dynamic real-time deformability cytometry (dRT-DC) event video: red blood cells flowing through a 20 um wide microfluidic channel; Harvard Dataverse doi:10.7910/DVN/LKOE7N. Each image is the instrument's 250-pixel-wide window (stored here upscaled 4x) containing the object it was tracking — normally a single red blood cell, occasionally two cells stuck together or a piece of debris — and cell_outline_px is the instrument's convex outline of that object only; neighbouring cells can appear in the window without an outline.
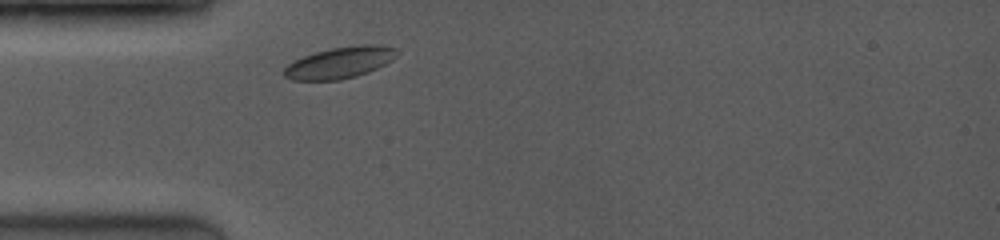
{"species": "common noctule bat (a hibernating species)", "species_latin": "Nyctalus noctula", "temperature_condition": "room temperature", "stored_images_in_passage": 42, "camera_frame_rate_fps": 3500, "um_per_image_px": 0.085, "animal": {"sex": "female", "body_mass_g": 19.0, "forearm_length_mm": 53.3}, "frame": {"image": 1, "passage_image": 2, "time_ms": 0.571, "image_size_px": [1000, 240], "cell_outline_px": [[400, 52], [392, 60], [368, 72], [356, 76], [340, 80], [292, 80], [284, 76], [284, 68], [288, 64], [304, 56], [316, 52], [332, 48], [360, 44], [380, 44], [396, 48]], "centroid_in_image_um": [28.92, 5.31], "position_along_channel_um": 56.1, "area_um2": 20.63}}
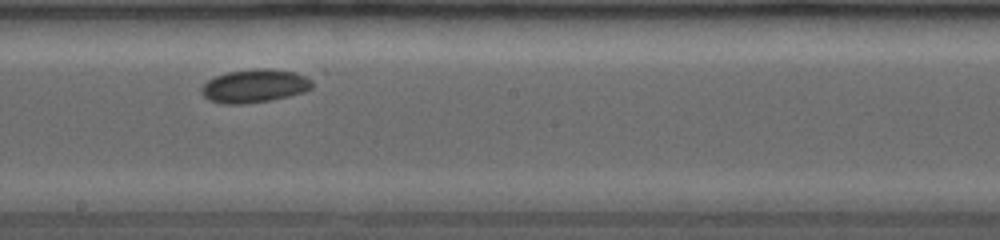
{"frame": {"image": 2, "passage_image": 22, "time_ms": 5.143, "image_size_px": [1000, 240], "cell_outline_px": [[312, 88], [304, 92], [272, 100], [244, 104], [224, 104], [208, 100], [200, 92], [200, 88], [208, 80], [216, 76], [228, 72], [252, 68], [272, 68], [296, 72], [312, 80]], "centroid_in_image_um": [21.63, 7.3], "position_along_channel_um": 226.6, "area_um2": 21.73}}
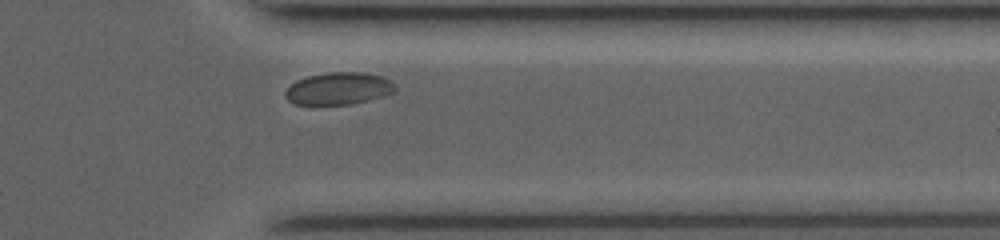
{"frame": {"image": 3, "passage_image": 36, "time_ms": 9.143, "image_size_px": [1000, 240], "cell_outline_px": [[396, 88], [392, 92], [384, 96], [352, 104], [296, 104], [288, 100], [284, 96], [284, 92], [296, 80], [308, 76], [328, 72], [368, 72], [384, 76], [392, 80], [396, 84]], "centroid_in_image_um": [28.83, 7.51], "position_along_channel_um": 382.6, "area_um2": 20.81}}